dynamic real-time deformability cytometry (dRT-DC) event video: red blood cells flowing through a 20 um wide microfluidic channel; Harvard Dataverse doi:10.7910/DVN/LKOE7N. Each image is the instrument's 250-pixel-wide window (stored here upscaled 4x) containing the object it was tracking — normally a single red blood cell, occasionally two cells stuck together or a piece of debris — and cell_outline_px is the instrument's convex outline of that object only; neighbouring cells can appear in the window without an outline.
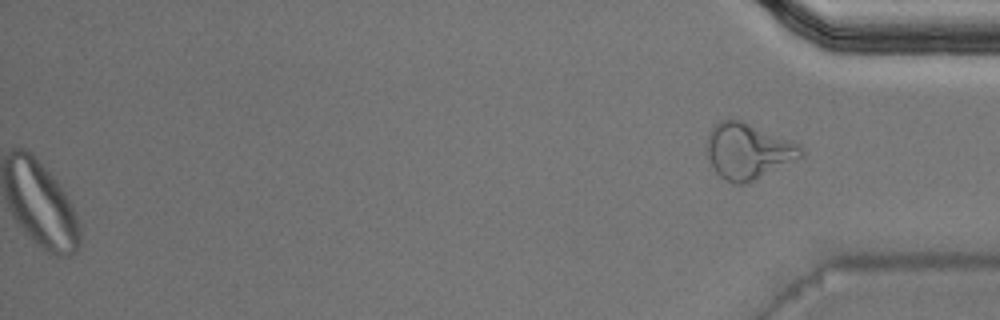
{"species": "Egyptian fruit bat (a non-hibernating species)", "species_latin": "Rousettus aegyptiacus", "temperature_condition": "warm", "stored_images_in_passage": 51, "camera_frame_rate_fps": 3000, "um_per_image_px": 0.085, "animal": {"sex": "male"}, "frame": {"image": 1, "passage_image": 51, "time_ms": 16.667, "image_size_px": [1000, 320], "cell_outline_px": [[804, 156], [748, 184], [736, 184], [724, 180], [716, 172], [708, 156], [708, 132], [720, 120], [740, 120], [800, 144], [804, 152]], "centroid_in_image_um": [63.61, 12.87], "position_along_channel_um": 371.6, "area_um2": 30.4}, "authors_computed_cell_mechanics": {"area_um2": 22.4842, "velocity_mm_per_s": 4.0274, "shape_relaxation_time_tau1_ms": 6.298, "shape_relaxation_time_tau2_ms": 2.3608, "deformation_change_tau1": 0.1788, "deformation_change_tau2": 0.1008}}